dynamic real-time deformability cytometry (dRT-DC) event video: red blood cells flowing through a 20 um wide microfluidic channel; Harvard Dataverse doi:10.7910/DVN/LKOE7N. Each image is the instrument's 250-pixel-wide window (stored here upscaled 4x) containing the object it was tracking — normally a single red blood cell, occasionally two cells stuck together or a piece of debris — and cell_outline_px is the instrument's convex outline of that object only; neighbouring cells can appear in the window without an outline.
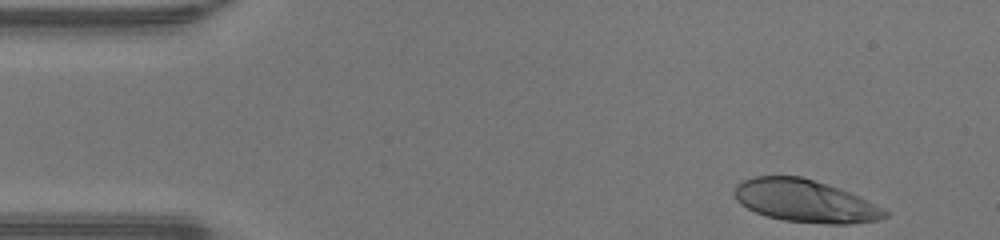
{"species": "human", "species_latin": "Homo sapiens", "temperature_condition": "warm", "stored_images_in_passage": 37, "camera_frame_rate_fps": 3000, "um_per_image_px": 0.085, "donor": {"sex": "male"}, "frame": {"image": 1, "passage_image": 1, "time_ms": 0.0, "image_size_px": [1000, 240], "cell_outline_px": [[888, 216], [876, 220], [848, 224], [828, 224], [784, 220], [768, 216], [756, 212], [740, 204], [736, 200], [732, 192], [736, 184], [752, 176], [800, 176], [860, 196], [884, 208], [888, 212]], "centroid_in_image_um": [68.4, 17.08], "position_along_channel_um": 16.6, "area_um2": 37.05}}
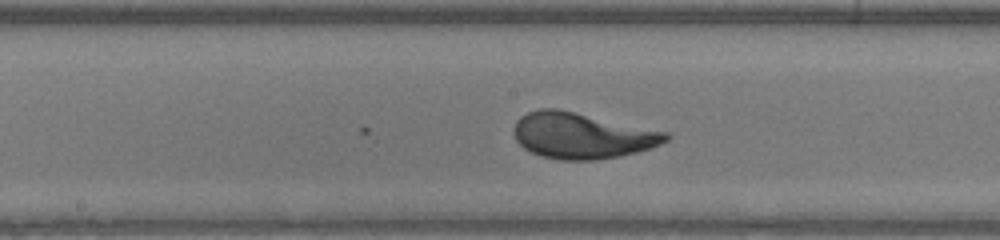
{"frame": {"image": 2, "passage_image": 21, "time_ms": 6.667, "image_size_px": [1000, 240], "cell_outline_px": [[672, 136], [668, 140], [652, 148], [620, 156], [596, 160], [560, 160], [540, 156], [524, 148], [516, 140], [512, 128], [516, 120], [520, 116], [528, 112], [540, 108], [560, 108], [668, 132]], "centroid_in_image_um": [49.46, 11.51], "position_along_channel_um": 198.7, "area_um2": 41.15}}
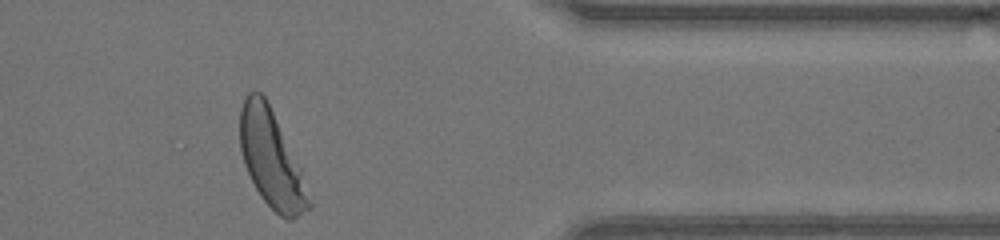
{"frame": {"image": 3, "passage_image": 36, "time_ms": 11.667, "image_size_px": [1000, 240], "cell_outline_px": [[312, 208], [292, 220], [288, 220], [280, 216], [260, 196], [244, 164], [240, 148], [240, 108], [244, 96], [248, 92], [260, 92], [264, 96], [300, 168], [312, 204]], "centroid_in_image_um": [23.05, 13.55], "position_along_channel_um": 388.4, "area_um2": 38.15}}